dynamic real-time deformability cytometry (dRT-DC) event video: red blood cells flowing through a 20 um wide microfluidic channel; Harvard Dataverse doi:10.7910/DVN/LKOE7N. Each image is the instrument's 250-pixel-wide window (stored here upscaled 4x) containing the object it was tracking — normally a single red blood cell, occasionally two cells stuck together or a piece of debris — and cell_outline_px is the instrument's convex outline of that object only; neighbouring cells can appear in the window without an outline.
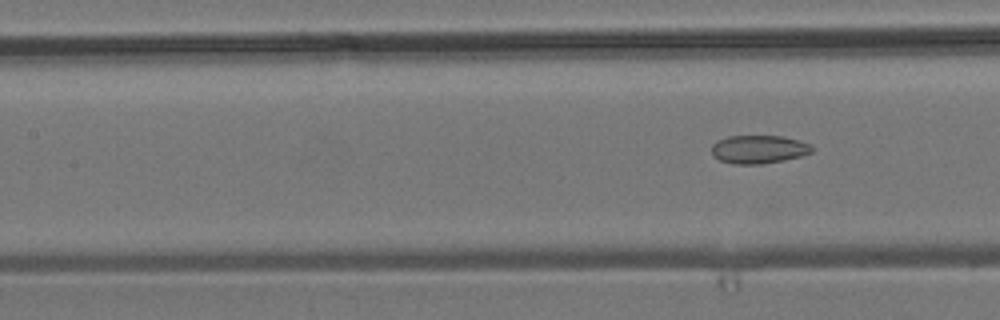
{"species": "common noctule bat (a hibernating species)", "species_latin": "Nyctalus noctula", "temperature_condition": "room temperature", "stored_images_in_passage": 7, "camera_frame_rate_fps": 3000, "um_per_image_px": 0.085, "animal": {"sex": "male", "body_mass_g": 19.2, "forearm_length_mm": 51.8}, "frame": {"image": 1, "passage_image": 7, "time_ms": 7.0, "image_size_px": [1000, 320], "cell_outline_px": [[812, 152], [800, 156], [784, 160], [764, 164], [732, 164], [720, 160], [712, 156], [712, 144], [716, 140], [728, 136], [784, 136], [800, 140], [812, 144]], "centroid_in_image_um": [64.48, 12.69], "position_along_channel_um": 142.9, "area_um2": 16.76}}